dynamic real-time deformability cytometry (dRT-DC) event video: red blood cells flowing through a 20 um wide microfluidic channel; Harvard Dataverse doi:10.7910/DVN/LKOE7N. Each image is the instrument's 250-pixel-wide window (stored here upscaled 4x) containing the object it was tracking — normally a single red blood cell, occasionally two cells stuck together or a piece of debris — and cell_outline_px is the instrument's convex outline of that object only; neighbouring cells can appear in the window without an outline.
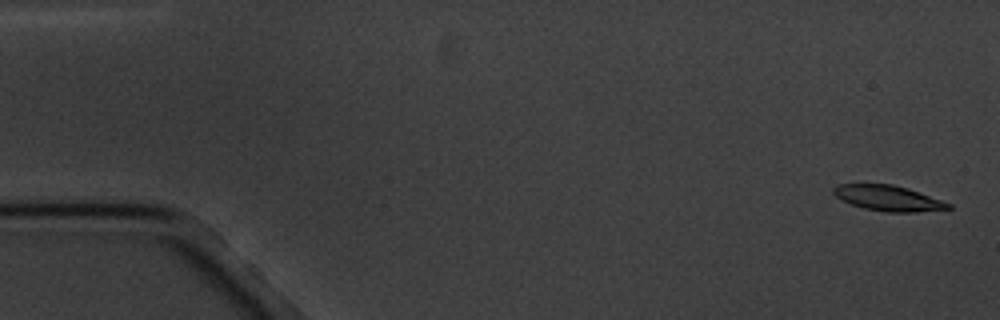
{"species": "common noctule bat (a hibernating species)", "species_latin": "Nyctalus noctula", "temperature_condition": "cold", "stored_images_in_passage": 6, "camera_frame_rate_fps": 3000, "um_per_image_px": 0.085, "animal": {"sex": "male", "body_mass_g": 20.1, "forearm_length_mm": 53.5}, "frame": {"image": 1, "passage_image": 1, "time_ms": 0.0, "image_size_px": [1000, 320], "cell_outline_px": [[952, 208], [916, 212], [884, 212], [864, 208], [852, 204], [836, 196], [832, 192], [832, 188], [840, 184], [892, 184], [908, 188], [952, 204]], "centroid_in_image_um": [75.51, 16.84], "position_along_channel_um": 9.5, "area_um2": 16.88}}
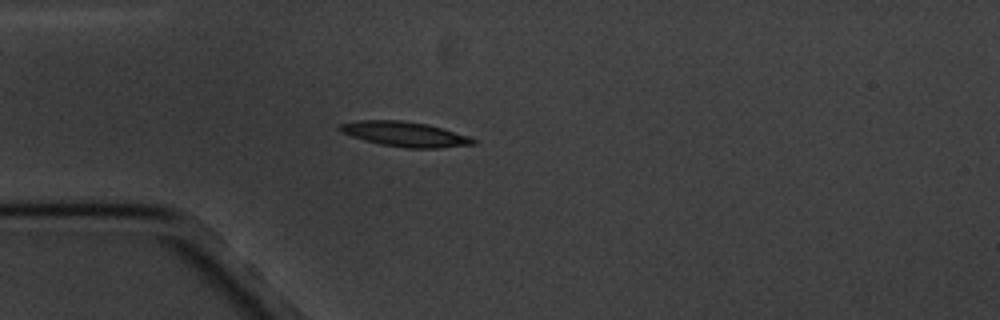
{"frame": {"image": 2, "passage_image": 5, "time_ms": 4.667, "image_size_px": [1000, 320], "cell_outline_px": [[476, 144], [440, 148], [408, 148], [380, 144], [364, 140], [352, 136], [336, 128], [340, 124], [360, 120], [400, 120], [428, 124], [468, 136], [476, 140]], "centroid_in_image_um": [34.42, 11.4], "position_along_channel_um": 50.6, "area_um2": 19.19}}